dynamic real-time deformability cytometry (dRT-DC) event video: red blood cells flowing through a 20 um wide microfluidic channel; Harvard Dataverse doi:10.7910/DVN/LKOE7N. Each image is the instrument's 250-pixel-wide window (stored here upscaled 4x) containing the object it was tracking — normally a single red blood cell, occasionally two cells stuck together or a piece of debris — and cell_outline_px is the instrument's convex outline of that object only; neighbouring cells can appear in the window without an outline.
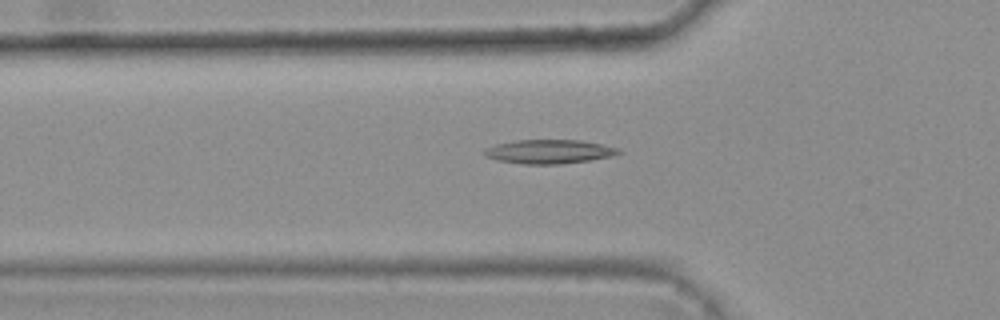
{"species": "common noctule bat (a hibernating species)", "species_latin": "Nyctalus noctula", "temperature_condition": "warm", "stored_images_in_passage": 47, "camera_frame_rate_fps": 3000, "um_per_image_px": 0.085, "animal": {"sex": "female", "body_mass_g": 25.1}, "frame": {"image": 1, "passage_image": 18, "time_ms": 5.667, "image_size_px": [1000, 320], "cell_outline_px": [[624, 152], [612, 156], [588, 160], [560, 164], [524, 164], [500, 160], [484, 156], [484, 148], [496, 144], [516, 140], [580, 140], [600, 144], [616, 148]], "centroid_in_image_um": [46.66, 12.88], "position_along_channel_um": 79.1, "area_um2": 18.55}}
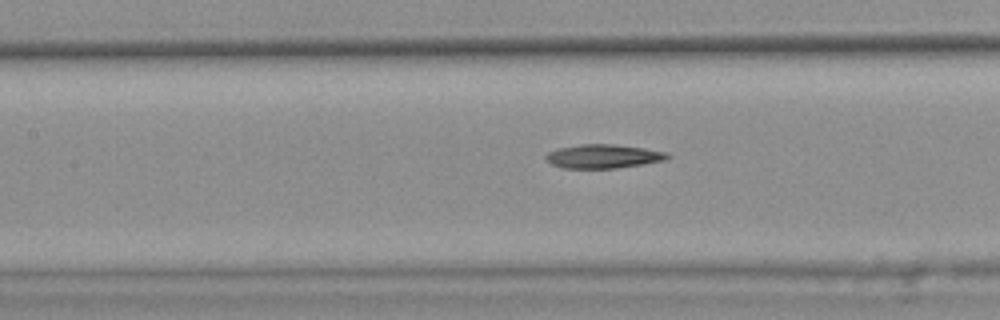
{"frame": {"image": 2, "passage_image": 24, "time_ms": 7.667, "image_size_px": [1000, 320], "cell_outline_px": [[672, 156], [668, 160], [644, 164], [616, 168], [564, 168], [552, 164], [544, 156], [548, 152], [560, 148], [580, 144], [612, 144], [644, 148], [664, 152]], "centroid_in_image_um": [51.32, 13.29], "position_along_channel_um": 156.1, "area_um2": 16.82}}
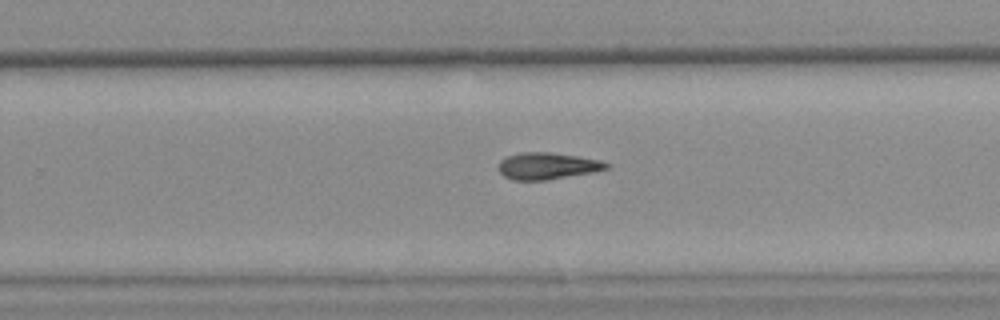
{"frame": {"image": 3, "passage_image": 34, "time_ms": 11.0, "image_size_px": [1000, 320], "cell_outline_px": [[612, 164], [608, 168], [592, 172], [544, 180], [512, 180], [504, 176], [496, 168], [500, 160], [508, 156], [520, 152], [548, 152], [576, 156], [600, 160]], "centroid_in_image_um": [46.49, 14.1], "position_along_channel_um": 283.3, "area_um2": 16.76}}